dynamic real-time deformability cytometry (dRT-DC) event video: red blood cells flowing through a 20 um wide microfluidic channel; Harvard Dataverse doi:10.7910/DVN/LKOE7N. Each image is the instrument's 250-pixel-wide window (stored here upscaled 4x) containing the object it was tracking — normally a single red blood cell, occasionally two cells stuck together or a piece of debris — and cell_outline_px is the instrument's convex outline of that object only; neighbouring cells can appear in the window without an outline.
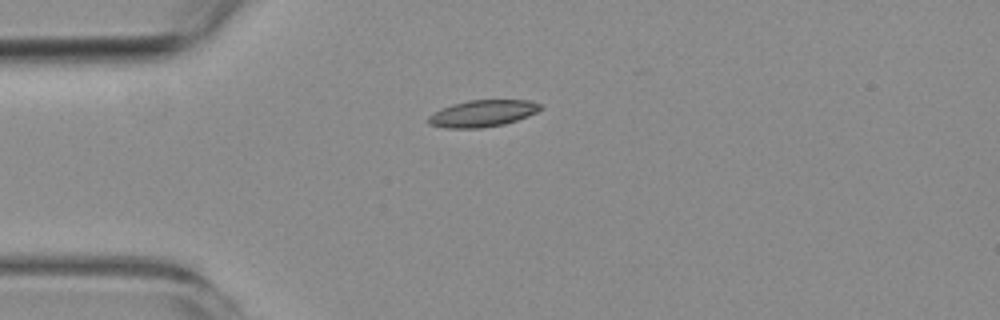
{"species": "common noctule bat (a hibernating species)", "species_latin": "Nyctalus noctula", "temperature_condition": "room temperature", "stored_images_in_passage": 3, "camera_frame_rate_fps": 3000, "um_per_image_px": 0.085, "animal": {"sex": "female", "body_mass_g": 19.3, "forearm_length_mm": 54.1}, "frame": {"image": 1, "passage_image": 1, "time_ms": 0.0, "image_size_px": [1000, 320], "cell_outline_px": [[540, 108], [536, 112], [528, 116], [504, 124], [480, 128], [444, 128], [428, 124], [428, 116], [452, 104], [468, 100], [528, 100], [540, 104]], "centroid_in_image_um": [41.0, 9.64], "position_along_channel_um": 44.0, "area_um2": 17.22}}
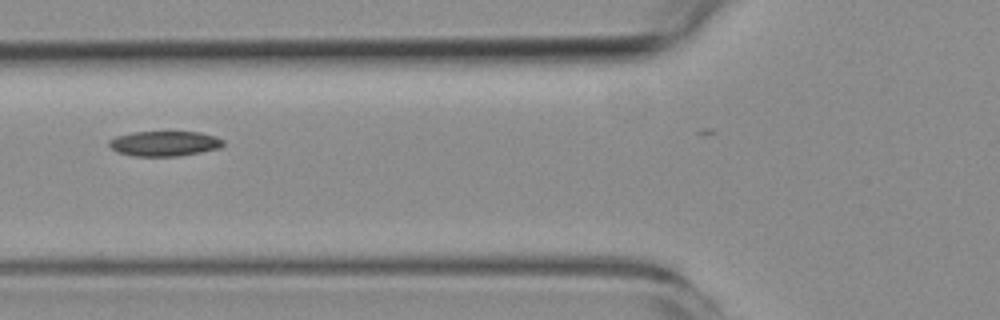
{"frame": {"image": 2, "passage_image": 3, "time_ms": 2.333, "image_size_px": [1000, 320], "cell_outline_px": [[224, 144], [220, 148], [180, 156], [136, 156], [116, 152], [108, 144], [108, 140], [116, 136], [132, 132], [200, 132], [216, 136], [224, 140]], "centroid_in_image_um": [13.98, 12.2], "position_along_channel_um": 111.8, "area_um2": 16.76}}